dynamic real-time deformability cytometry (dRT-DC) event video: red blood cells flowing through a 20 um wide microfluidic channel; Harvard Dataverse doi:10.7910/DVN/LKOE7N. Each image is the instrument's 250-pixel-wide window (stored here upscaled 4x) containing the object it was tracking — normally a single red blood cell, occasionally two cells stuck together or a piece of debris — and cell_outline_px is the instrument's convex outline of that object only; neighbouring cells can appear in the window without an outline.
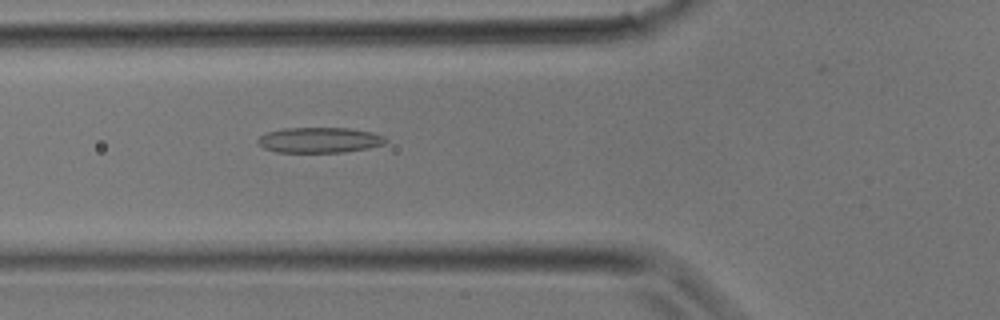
{"species": "common noctule bat (a hibernating species)", "species_latin": "Nyctalus noctula", "temperature_condition": "room temperature", "stored_images_in_passage": 12, "camera_frame_rate_fps": 3000, "um_per_image_px": 0.085, "animal": {"sex": "male", "body_mass_g": 17.9}, "frame": {"image": 1, "passage_image": 10, "time_ms": 3.0, "image_size_px": [1000, 320], "cell_outline_px": [[388, 140], [384, 144], [368, 148], [344, 152], [276, 152], [264, 148], [256, 140], [260, 136], [268, 132], [284, 128], [348, 128], [372, 132], [384, 136]], "centroid_in_image_um": [27.17, 11.9], "position_along_channel_um": 98.6, "area_um2": 18.9}}
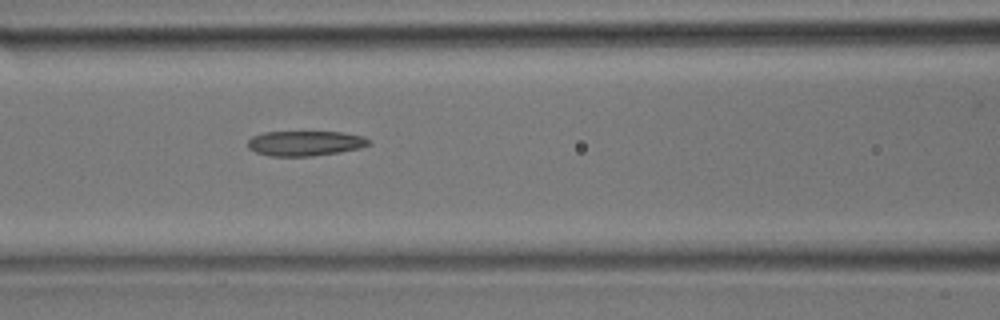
{"frame": {"image": 2, "passage_image": 12, "time_ms": 3.667, "image_size_px": [1000, 320], "cell_outline_px": [[372, 144], [360, 148], [340, 152], [312, 156], [268, 156], [256, 152], [248, 148], [248, 140], [252, 136], [264, 132], [340, 132], [364, 136], [372, 140]], "centroid_in_image_um": [25.97, 12.18], "position_along_channel_um": 140.6, "area_um2": 17.8}}